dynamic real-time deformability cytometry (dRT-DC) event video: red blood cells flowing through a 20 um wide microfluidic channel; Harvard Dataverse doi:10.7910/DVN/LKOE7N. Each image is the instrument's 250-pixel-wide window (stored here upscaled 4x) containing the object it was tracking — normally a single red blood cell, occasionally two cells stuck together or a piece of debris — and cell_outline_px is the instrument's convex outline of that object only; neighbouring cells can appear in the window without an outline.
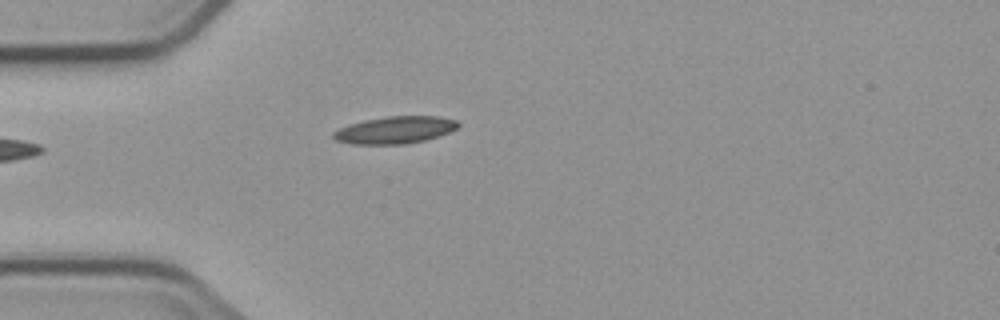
{"species": "common noctule bat (a hibernating species)", "species_latin": "Nyctalus noctula", "temperature_condition": "cold", "stored_images_in_passage": 6, "camera_frame_rate_fps": 3000, "um_per_image_px": 0.085, "animal": {"sex": "male", "body_mass_g": 23.1, "forearm_length_mm": 52.7}, "frame": {"image": 1, "passage_image": 5, "time_ms": 4.667, "image_size_px": [1000, 320], "cell_outline_px": [[460, 124], [456, 128], [448, 132], [424, 140], [404, 144], [352, 144], [336, 140], [332, 136], [332, 132], [348, 124], [364, 120], [388, 116], [436, 116], [456, 120]], "centroid_in_image_um": [33.53, 11.04], "position_along_channel_um": 51.5, "area_um2": 19.59}}